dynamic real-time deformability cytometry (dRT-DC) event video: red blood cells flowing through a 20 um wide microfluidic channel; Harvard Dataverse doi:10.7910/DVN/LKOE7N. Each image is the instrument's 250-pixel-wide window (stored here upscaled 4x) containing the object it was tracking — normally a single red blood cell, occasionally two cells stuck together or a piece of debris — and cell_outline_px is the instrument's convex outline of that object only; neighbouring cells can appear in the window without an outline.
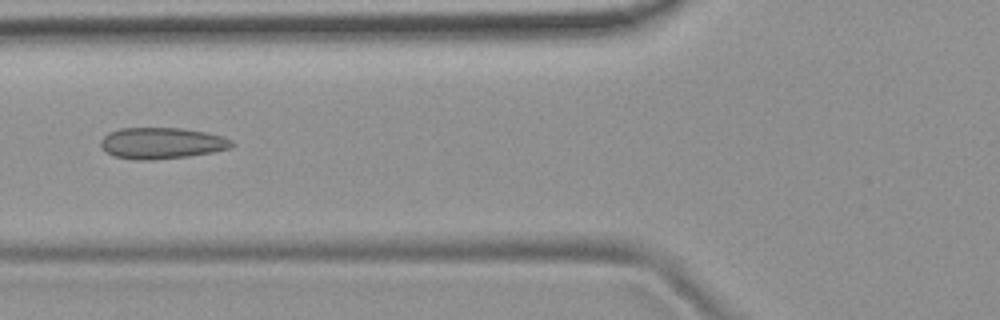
{"species": "common noctule bat (a hibernating species)", "species_latin": "Nyctalus noctula", "temperature_condition": "room temperature", "stored_images_in_passage": 6, "camera_frame_rate_fps": 3000, "um_per_image_px": 0.085, "animal": {"sex": "female", "body_mass_g": 19.9}, "frame": {"image": 1, "passage_image": 4, "time_ms": 3.667, "image_size_px": [1000, 320], "cell_outline_px": [[232, 148], [212, 152], [188, 156], [152, 160], [132, 160], [112, 156], [100, 144], [100, 140], [108, 132], [120, 128], [180, 128], [208, 132], [224, 136], [232, 140]], "centroid_in_image_um": [13.74, 12.17], "position_along_channel_um": 112.1, "area_um2": 24.04}}
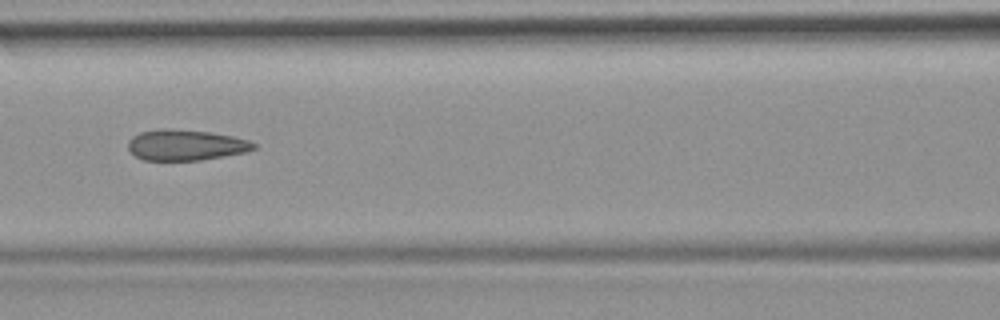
{"frame": {"image": 2, "passage_image": 5, "time_ms": 4.667, "image_size_px": [1000, 320], "cell_outline_px": [[256, 148], [248, 152], [200, 160], [144, 160], [136, 156], [128, 148], [128, 140], [132, 136], [140, 132], [160, 128], [168, 128], [208, 132], [232, 136], [248, 140], [256, 144]], "centroid_in_image_um": [15.78, 12.32], "position_along_channel_um": 150.8, "area_um2": 22.54}}
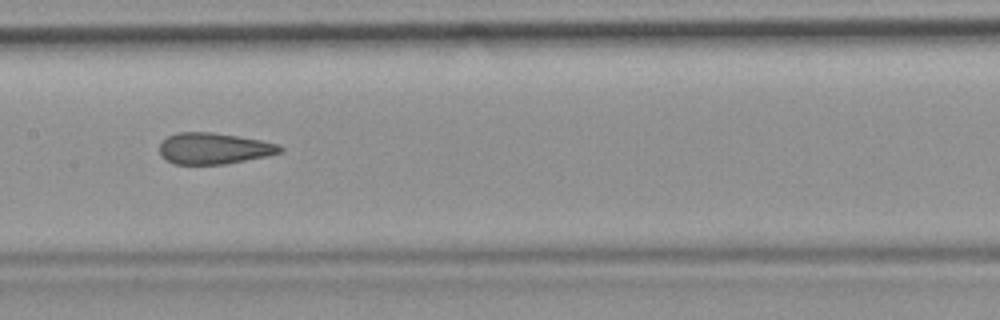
{"frame": {"image": 3, "passage_image": 6, "time_ms": 5.667, "image_size_px": [1000, 320], "cell_outline_px": [[284, 152], [268, 156], [224, 164], [176, 164], [160, 156], [160, 144], [168, 136], [176, 132], [212, 132], [260, 140], [280, 144], [284, 148]], "centroid_in_image_um": [18.22, 12.62], "position_along_channel_um": 189.2, "area_um2": 21.96}}